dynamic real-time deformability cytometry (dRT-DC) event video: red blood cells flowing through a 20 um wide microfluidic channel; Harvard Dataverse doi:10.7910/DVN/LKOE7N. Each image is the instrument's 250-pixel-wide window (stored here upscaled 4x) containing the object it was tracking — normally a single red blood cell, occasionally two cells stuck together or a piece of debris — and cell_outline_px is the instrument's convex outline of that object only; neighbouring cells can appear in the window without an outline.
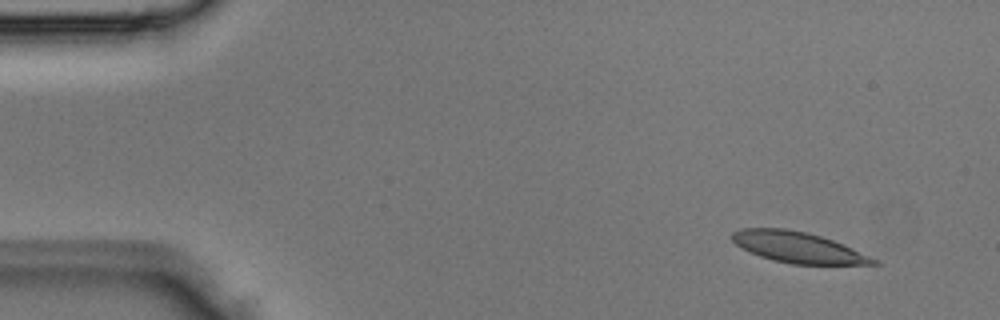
{"species": "Egyptian fruit bat (a non-hibernating species)", "species_latin": "Rousettus aegyptiacus", "temperature_condition": "room temperature", "stored_images_in_passage": 4, "segment_of_instrument_passage": [1, 2], "camera_frame_rate_fps": 3000, "um_per_image_px": 0.085, "animal": {"sex": "male"}, "frame": {"image": 1, "passage_image": 1, "time_ms": 0.0, "image_size_px": [1000, 320], "cell_outline_px": [[880, 264], [792, 264], [772, 260], [760, 256], [736, 244], [732, 240], [732, 232], [740, 228], [784, 228], [808, 232], [844, 244], [880, 260]], "centroid_in_image_um": [67.86, 21.02], "position_along_channel_um": 17.1, "area_um2": 25.32}}
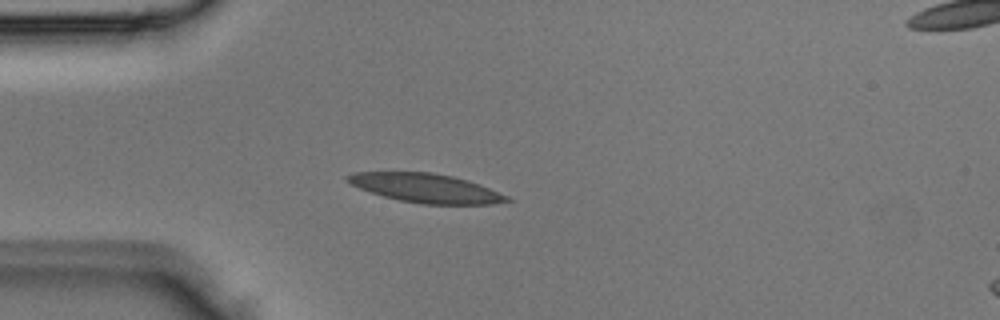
{"frame": {"image": 2, "passage_image": 3, "time_ms": 0.667, "image_size_px": [1000, 320], "cell_outline_px": [[512, 200], [492, 204], [420, 204], [400, 200], [384, 196], [360, 188], [344, 180], [344, 176], [356, 172], [432, 172], [452, 176], [468, 180], [480, 184], [508, 196]], "centroid_in_image_um": [36.2, 15.98], "position_along_channel_um": 48.8, "area_um2": 26.76}}